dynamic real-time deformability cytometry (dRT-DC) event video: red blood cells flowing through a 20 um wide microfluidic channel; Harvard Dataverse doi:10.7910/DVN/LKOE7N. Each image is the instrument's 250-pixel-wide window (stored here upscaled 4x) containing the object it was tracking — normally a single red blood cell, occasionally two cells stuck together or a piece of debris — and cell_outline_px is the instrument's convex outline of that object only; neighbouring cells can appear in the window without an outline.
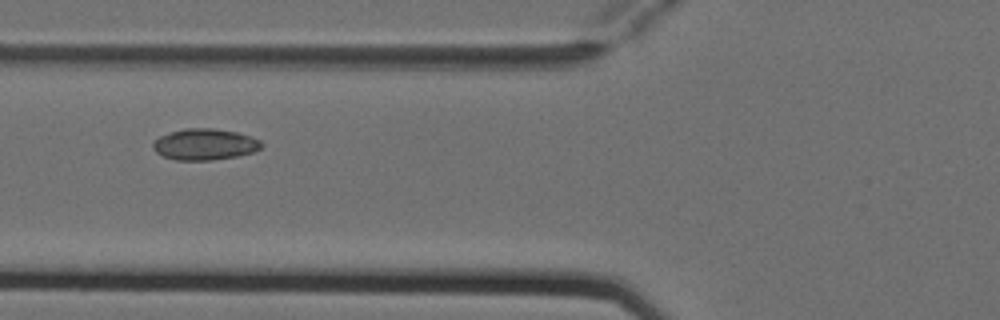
{"species": "Egyptian fruit bat (a non-hibernating species)", "species_latin": "Rousettus aegyptiacus", "temperature_condition": "cold", "stored_images_in_passage": 7, "camera_frame_rate_fps": 3000, "um_per_image_px": 0.085, "animal": {"sex": "female"}, "frame": {"image": 1, "passage_image": 5, "time_ms": 1.333, "image_size_px": [1000, 320], "cell_outline_px": [[264, 144], [260, 148], [252, 152], [236, 156], [212, 160], [176, 160], [164, 156], [156, 152], [152, 148], [152, 144], [160, 136], [184, 128], [212, 128], [236, 132], [252, 136], [260, 140]], "centroid_in_image_um": [17.42, 12.27], "position_along_channel_um": 108.4, "area_um2": 19.65}}
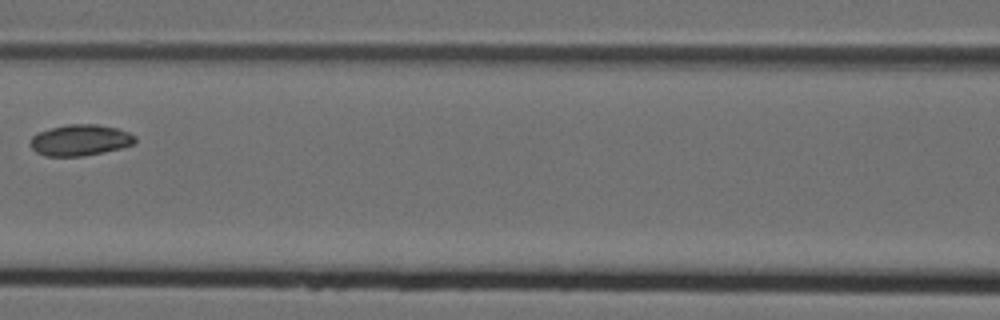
{"frame": {"image": 2, "passage_image": 6, "time_ms": 1.667, "image_size_px": [1000, 320], "cell_outline_px": [[136, 140], [132, 144], [120, 148], [104, 152], [84, 156], [44, 156], [36, 152], [32, 148], [32, 136], [40, 132], [52, 128], [68, 124], [96, 124], [116, 128], [128, 132], [136, 136]], "centroid_in_image_um": [6.83, 11.92], "position_along_channel_um": 159.8, "area_um2": 18.79}}
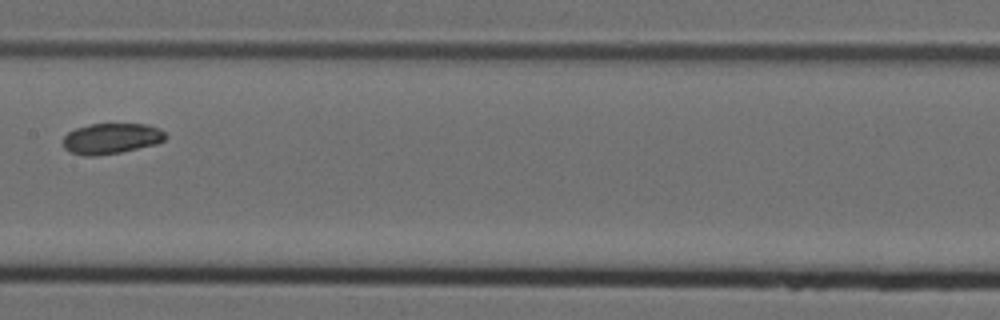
{"frame": {"image": 3, "passage_image": 7, "time_ms": 2.0, "image_size_px": [1000, 320], "cell_outline_px": [[168, 136], [164, 140], [156, 144], [120, 152], [96, 156], [84, 156], [68, 152], [64, 148], [64, 136], [68, 132], [76, 128], [88, 124], [144, 124], [160, 128]], "centroid_in_image_um": [9.45, 11.78], "position_along_channel_um": 198.0, "area_um2": 18.38}}